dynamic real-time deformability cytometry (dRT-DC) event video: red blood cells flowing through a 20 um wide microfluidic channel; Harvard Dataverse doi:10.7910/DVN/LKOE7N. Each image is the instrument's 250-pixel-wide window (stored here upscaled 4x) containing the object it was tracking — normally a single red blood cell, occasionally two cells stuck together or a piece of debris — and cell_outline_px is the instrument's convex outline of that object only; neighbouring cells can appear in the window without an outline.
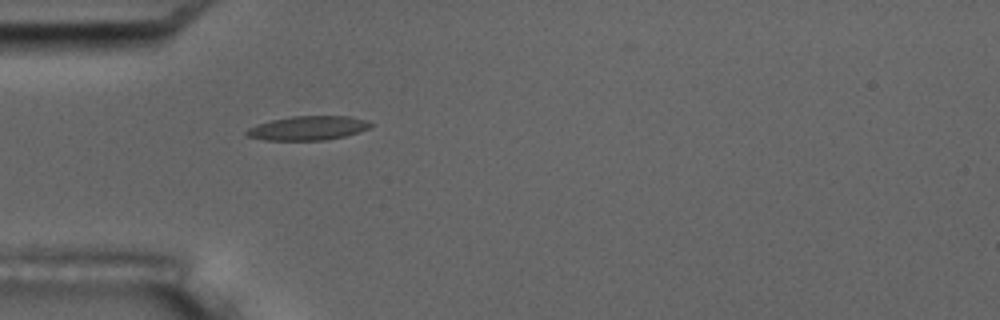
{"species": "common noctule bat (a hibernating species)", "species_latin": "Nyctalus noctula", "temperature_condition": "room temperature", "stored_images_in_passage": 1, "camera_frame_rate_fps": 3000, "um_per_image_px": 0.085, "animal": {"sex": "male", "body_mass_g": 17.5, "forearm_length_mm": 52.3}, "frame": {"image": 1, "passage_image": 1, "time_ms": 0.0, "image_size_px": [1000, 320], "cell_outline_px": [[372, 124], [368, 128], [344, 136], [324, 140], [264, 140], [248, 136], [244, 132], [248, 128], [256, 124], [272, 120], [292, 116], [348, 116], [368, 120]], "centroid_in_image_um": [26.14, 10.88], "position_along_channel_um": 58.9, "area_um2": 17.28}}